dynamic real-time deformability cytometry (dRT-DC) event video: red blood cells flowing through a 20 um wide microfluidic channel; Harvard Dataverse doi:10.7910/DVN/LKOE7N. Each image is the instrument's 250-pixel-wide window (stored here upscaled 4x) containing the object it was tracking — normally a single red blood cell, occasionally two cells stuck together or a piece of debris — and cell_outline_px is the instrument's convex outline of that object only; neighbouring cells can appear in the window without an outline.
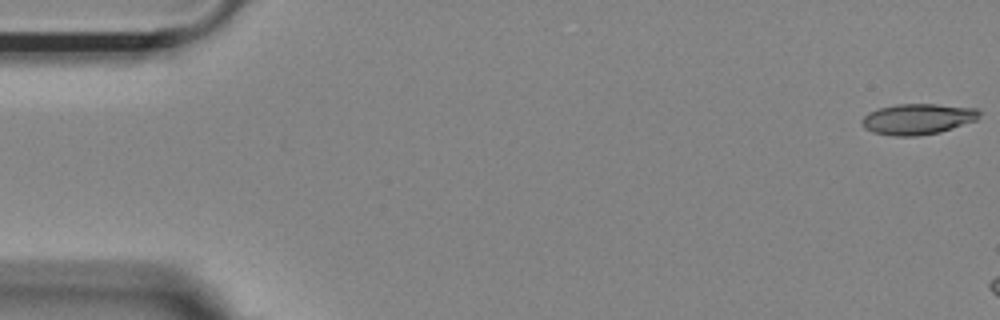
{"species": "Egyptian fruit bat (a non-hibernating species)", "species_latin": "Rousettus aegyptiacus", "temperature_condition": "room temperature", "stored_images_in_passage": 7, "camera_frame_rate_fps": 3000, "um_per_image_px": 0.085, "animal": {"sex": "female"}, "frame": {"image": 1, "passage_image": 1, "time_ms": 0.0, "image_size_px": [1000, 320], "cell_outline_px": [[980, 116], [976, 120], [940, 132], [916, 136], [892, 136], [872, 132], [864, 128], [860, 124], [860, 120], [868, 112], [880, 108], [896, 104], [936, 104], [976, 108], [980, 112]], "centroid_in_image_um": [77.96, 10.12], "position_along_channel_um": 7.0, "area_um2": 21.15}}